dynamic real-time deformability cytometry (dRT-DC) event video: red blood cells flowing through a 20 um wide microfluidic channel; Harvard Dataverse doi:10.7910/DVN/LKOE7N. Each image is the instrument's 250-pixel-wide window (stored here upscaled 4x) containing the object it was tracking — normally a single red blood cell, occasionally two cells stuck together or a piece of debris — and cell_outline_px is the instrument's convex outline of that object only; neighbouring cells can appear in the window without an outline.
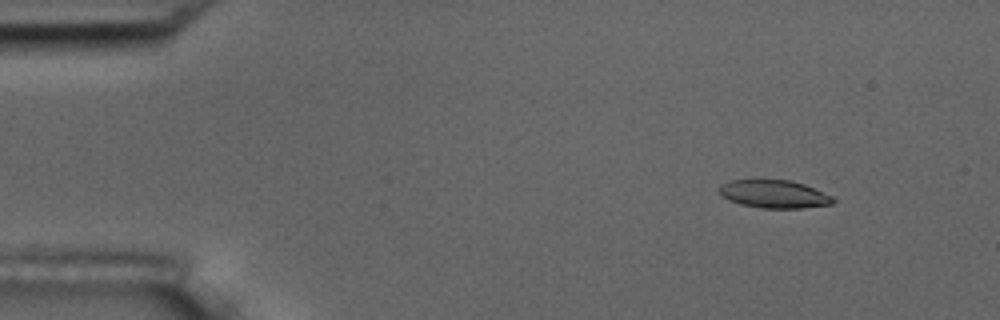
{"species": "common noctule bat (a hibernating species)", "species_latin": "Nyctalus noctula", "temperature_condition": "room temperature", "stored_images_in_passage": 12, "camera_frame_rate_fps": 3000, "um_per_image_px": 0.085, "animal": {"sex": "male", "body_mass_g": 17.5, "forearm_length_mm": 52.3}, "frame": {"image": 1, "passage_image": 7, "time_ms": 2.0, "image_size_px": [1000, 320], "cell_outline_px": [[836, 200], [832, 204], [800, 208], [760, 208], [740, 204], [728, 200], [720, 196], [716, 188], [720, 184], [732, 180], [788, 180], [804, 184], [832, 196]], "centroid_in_image_um": [65.73, 16.5], "position_along_channel_um": 19.3, "area_um2": 18.67}}